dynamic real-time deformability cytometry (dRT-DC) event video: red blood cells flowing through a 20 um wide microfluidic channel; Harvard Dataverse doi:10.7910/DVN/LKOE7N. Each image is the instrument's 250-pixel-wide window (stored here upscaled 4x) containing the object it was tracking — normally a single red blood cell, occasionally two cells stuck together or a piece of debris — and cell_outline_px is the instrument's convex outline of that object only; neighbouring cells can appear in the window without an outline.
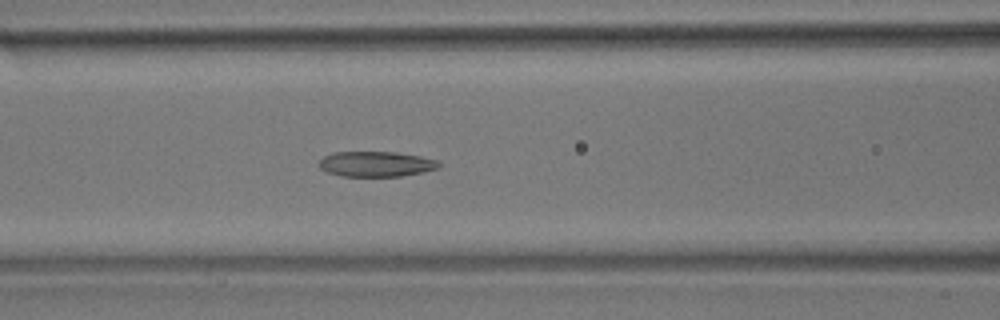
{"species": "common noctule bat (a hibernating species)", "species_latin": "Nyctalus noctula", "temperature_condition": "room temperature", "stored_images_in_passage": 44, "camera_frame_rate_fps": 3000, "um_per_image_px": 0.085, "animal": {"sex": "male", "body_mass_g": 17.9}, "frame": {"image": 1, "passage_image": 11, "time_ms": 3.333, "image_size_px": [1000, 320], "cell_outline_px": [[440, 168], [424, 172], [400, 176], [340, 176], [328, 172], [320, 168], [316, 164], [324, 156], [332, 152], [396, 152], [420, 156], [440, 160]], "centroid_in_image_um": [31.98, 13.94], "position_along_channel_um": 134.6, "area_um2": 17.86}}
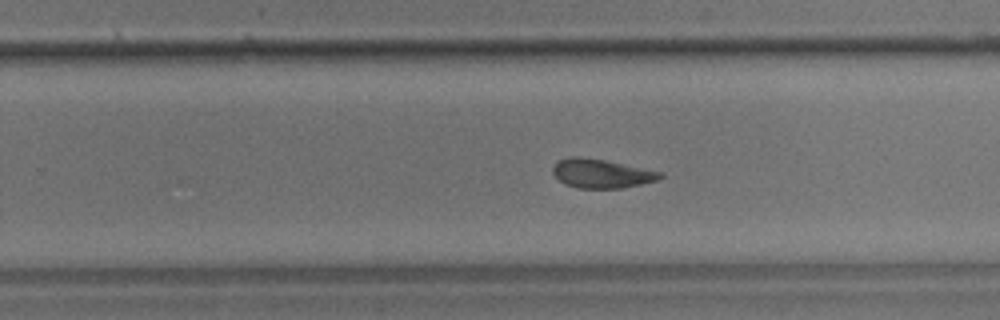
{"frame": {"image": 2, "passage_image": 23, "time_ms": 7.333, "image_size_px": [1000, 320], "cell_outline_px": [[664, 176], [656, 180], [640, 184], [620, 188], [576, 188], [564, 184], [552, 172], [552, 164], [556, 160], [568, 156], [580, 156], [604, 160], [664, 172]], "centroid_in_image_um": [51.07, 14.73], "position_along_channel_um": 278.7, "area_um2": 18.26}}
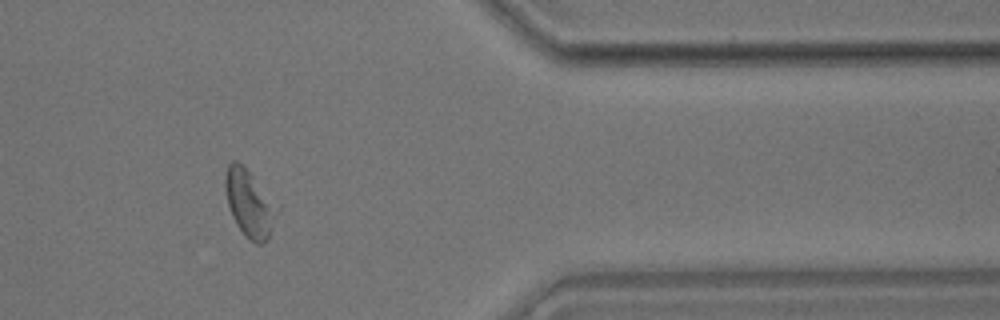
{"frame": {"image": 3, "passage_image": 34, "time_ms": 11.0, "image_size_px": [1000, 320], "cell_outline_px": [[280, 208], [268, 240], [264, 244], [256, 244], [248, 240], [236, 224], [232, 216], [228, 204], [224, 184], [224, 176], [228, 164], [232, 160], [236, 160], [248, 172]], "centroid_in_image_um": [21.21, 17.35], "position_along_channel_um": 390.2, "area_um2": 20.11}, "authors_computed_cell_mechanics": {"area_um2": 18.785, "velocity_mm_per_s": 3.6133, "shape_relaxation_time_tau1_ms": null, "shape_relaxation_time_tau2_ms": 3.3936, "deformation_change_tau1": null, "deformation_change_tau2": 0.1033}}